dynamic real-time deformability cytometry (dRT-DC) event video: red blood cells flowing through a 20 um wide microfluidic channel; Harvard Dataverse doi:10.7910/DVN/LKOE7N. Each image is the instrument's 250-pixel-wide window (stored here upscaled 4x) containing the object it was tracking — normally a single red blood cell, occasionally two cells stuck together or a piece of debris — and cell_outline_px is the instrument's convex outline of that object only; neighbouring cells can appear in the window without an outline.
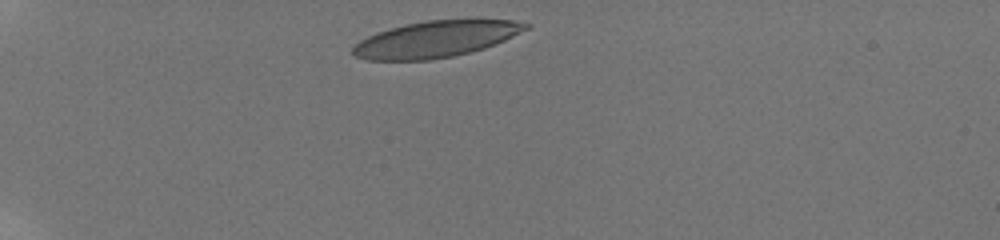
{"species": "human", "species_latin": "Homo sapiens", "temperature_condition": "room temperature", "stored_images_in_passage": 4, "camera_frame_rate_fps": 3000, "um_per_image_px": 0.085, "donor": {"sex": "male"}, "frame": {"image": 1, "passage_image": 1, "time_ms": 0.0, "image_size_px": [1000, 240], "cell_outline_px": [[532, 28], [496, 44], [484, 48], [452, 56], [428, 60], [368, 60], [356, 56], [352, 52], [352, 48], [360, 40], [376, 32], [424, 20], [512, 20], [532, 24]], "centroid_in_image_um": [37.09, 3.32], "position_along_channel_um": 47.9, "area_um2": 36.41}}